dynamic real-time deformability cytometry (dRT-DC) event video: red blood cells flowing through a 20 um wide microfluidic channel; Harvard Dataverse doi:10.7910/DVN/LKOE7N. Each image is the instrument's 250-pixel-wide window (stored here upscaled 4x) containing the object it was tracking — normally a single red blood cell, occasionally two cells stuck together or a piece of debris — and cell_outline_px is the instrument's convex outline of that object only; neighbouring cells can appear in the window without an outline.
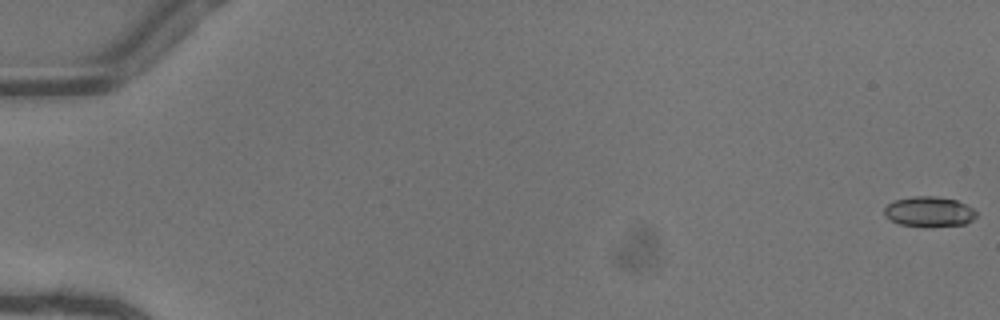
{"species": "common noctule bat (a hibernating species)", "species_latin": "Nyctalus noctula", "temperature_condition": "warm", "stored_images_in_passage": 52, "camera_frame_rate_fps": 3000, "um_per_image_px": 0.085, "animal": {"sex": "female"}, "frame": {"image": 1, "passage_image": 1, "time_ms": 0.0, "image_size_px": [1000, 320], "cell_outline_px": [[976, 216], [972, 220], [964, 224], [928, 228], [924, 228], [900, 224], [884, 216], [884, 208], [892, 200], [912, 196], [936, 196], [956, 200], [972, 208], [976, 212]], "centroid_in_image_um": [78.94, 18.01], "position_along_channel_um": 6.1, "area_um2": 16.47}}
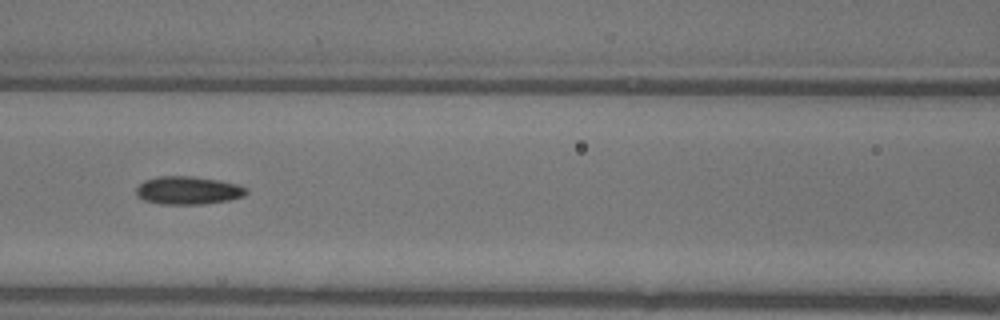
{"frame": {"image": 2, "passage_image": 25, "time_ms": 8.0, "image_size_px": [1000, 320], "cell_outline_px": [[248, 192], [244, 196], [228, 200], [204, 204], [160, 204], [144, 200], [136, 196], [136, 188], [144, 180], [156, 176], [192, 176], [220, 180], [240, 184], [248, 188]], "centroid_in_image_um": [16.0, 16.17], "position_along_channel_um": 150.6, "area_um2": 18.26}}
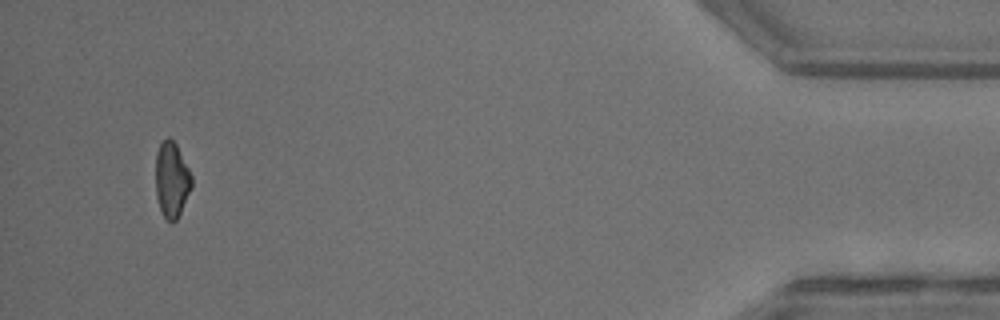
{"frame": {"image": 3, "passage_image": 50, "time_ms": 16.333, "image_size_px": [1000, 320], "cell_outline_px": [[192, 188], [176, 220], [172, 224], [164, 216], [160, 208], [156, 196], [156, 152], [160, 144], [168, 136], [176, 144], [192, 176]], "centroid_in_image_um": [14.59, 15.28], "position_along_channel_um": 420.6, "area_um2": 15.72}, "authors_computed_cell_mechanics": {"area_um2": 16.7331, "velocity_mm_per_s": 4.1284, "shape_relaxation_time_tau1_ms": 5.9511, "shape_relaxation_time_tau2_ms": 3.3125, "deformation_change_tau1": 0.1569, "deformation_change_tau2": 0.102}}